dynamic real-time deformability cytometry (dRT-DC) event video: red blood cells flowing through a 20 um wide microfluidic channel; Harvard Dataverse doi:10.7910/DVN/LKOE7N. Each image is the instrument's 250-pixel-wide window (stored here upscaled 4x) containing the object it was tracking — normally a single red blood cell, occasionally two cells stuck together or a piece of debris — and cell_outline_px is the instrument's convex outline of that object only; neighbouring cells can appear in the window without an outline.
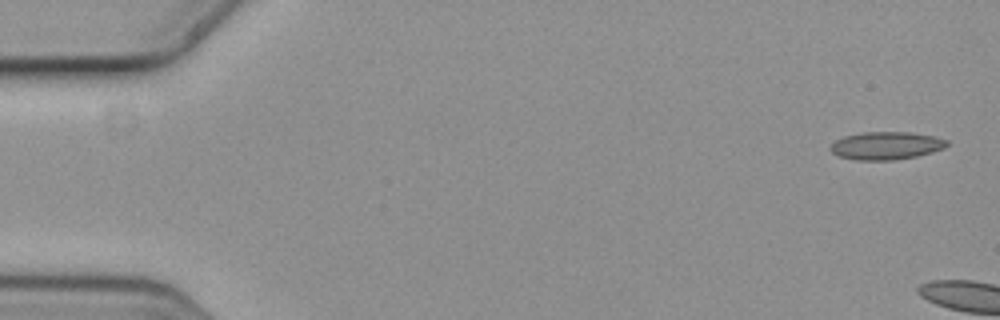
{"species": "common noctule bat (a hibernating species)", "species_latin": "Nyctalus noctula", "temperature_condition": "cold", "stored_images_in_passage": 3, "camera_frame_rate_fps": 3000, "um_per_image_px": 0.085, "animal": {"sex": "female", "body_mass_g": 19.3, "forearm_length_mm": 54.1}, "frame": {"image": 1, "passage_image": 1, "time_ms": 0.0, "image_size_px": [1000, 320], "cell_outline_px": [[948, 144], [944, 148], [932, 152], [916, 156], [896, 160], [856, 160], [840, 156], [832, 152], [828, 148], [836, 140], [844, 136], [860, 132], [912, 132], [936, 136], [948, 140]], "centroid_in_image_um": [75.34, 12.37], "position_along_channel_um": 9.7, "area_um2": 19.02}}